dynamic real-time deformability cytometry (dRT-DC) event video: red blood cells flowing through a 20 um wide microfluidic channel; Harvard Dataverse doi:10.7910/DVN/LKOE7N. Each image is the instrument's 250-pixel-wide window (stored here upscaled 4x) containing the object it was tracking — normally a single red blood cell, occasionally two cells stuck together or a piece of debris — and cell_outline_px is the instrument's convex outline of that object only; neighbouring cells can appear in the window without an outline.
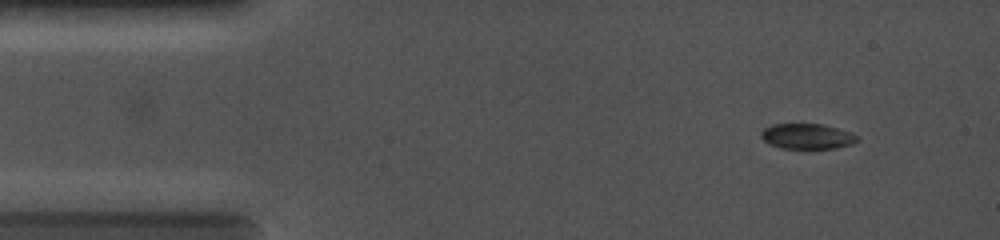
{"species": "common noctule bat (a hibernating species)", "species_latin": "Nyctalus noctula", "temperature_condition": "cold", "stored_images_in_passage": 25, "camera_frame_rate_fps": 5000, "um_per_image_px": 0.085, "animal": {"sex": "female", "body_mass_g": 19.0, "forearm_length_mm": 56.7}, "frame": {"image": 1, "passage_image": 1, "time_ms": 0.0, "image_size_px": [1000, 240], "cell_outline_px": [[860, 140], [852, 144], [836, 148], [804, 152], [780, 148], [764, 140], [760, 136], [760, 132], [764, 128], [772, 124], [824, 124], [860, 136]], "centroid_in_image_um": [68.62, 11.64], "position_along_channel_um": 16.4, "area_um2": 14.97}}
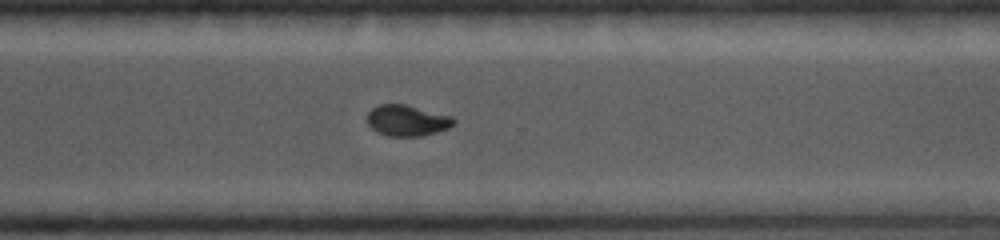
{"frame": {"image": 2, "passage_image": 16, "time_ms": 8.6, "image_size_px": [1000, 240], "cell_outline_px": [[456, 120], [448, 128], [424, 136], [388, 136], [376, 132], [368, 124], [368, 112], [372, 108], [380, 104], [404, 104], [452, 116]], "centroid_in_image_um": [34.59, 10.25], "position_along_channel_um": 336.0, "area_um2": 15.55}}
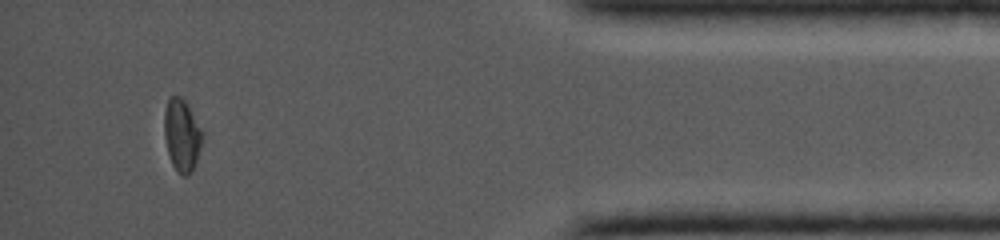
{"frame": {"image": 3, "passage_image": 22, "time_ms": 11.2, "image_size_px": [1000, 240], "cell_outline_px": [[204, 136], [196, 160], [192, 168], [184, 176], [180, 176], [172, 164], [168, 152], [164, 136], [164, 112], [168, 100], [172, 96], [180, 96], [188, 104]], "centroid_in_image_um": [15.44, 11.46], "position_along_channel_um": 419.8, "area_um2": 15.78}}